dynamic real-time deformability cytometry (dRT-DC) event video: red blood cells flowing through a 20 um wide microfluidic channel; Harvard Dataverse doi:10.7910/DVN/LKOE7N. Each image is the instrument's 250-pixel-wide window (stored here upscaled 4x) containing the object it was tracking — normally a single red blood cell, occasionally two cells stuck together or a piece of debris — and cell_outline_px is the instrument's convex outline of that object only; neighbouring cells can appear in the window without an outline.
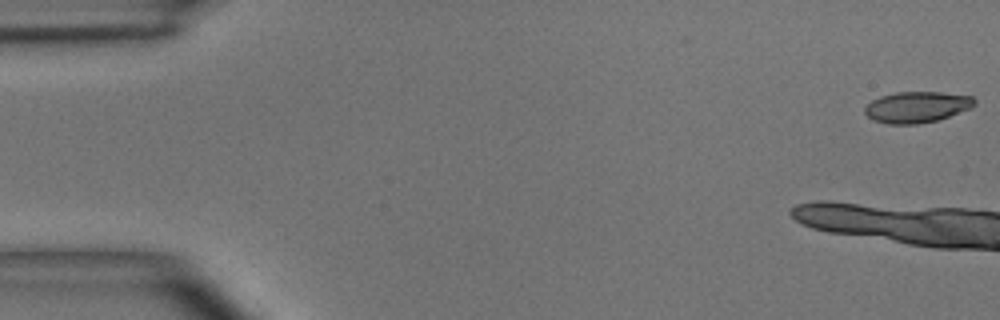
{"species": "common noctule bat (a hibernating species)", "species_latin": "Nyctalus noctula", "temperature_condition": "room temperature", "stored_images_in_passage": 10, "camera_frame_rate_fps": 3000, "um_per_image_px": 0.085, "animal": {"sex": "male", "body_mass_g": 15.6}, "frame": {"image": 1, "passage_image": 1, "time_ms": 0.0, "image_size_px": [1000, 320], "cell_outline_px": [[976, 104], [972, 108], [936, 120], [916, 124], [888, 124], [872, 120], [864, 112], [864, 108], [872, 100], [880, 96], [896, 92], [940, 92], [972, 96], [976, 100]], "centroid_in_image_um": [77.93, 9.09], "position_along_channel_um": 7.1, "area_um2": 19.88}}
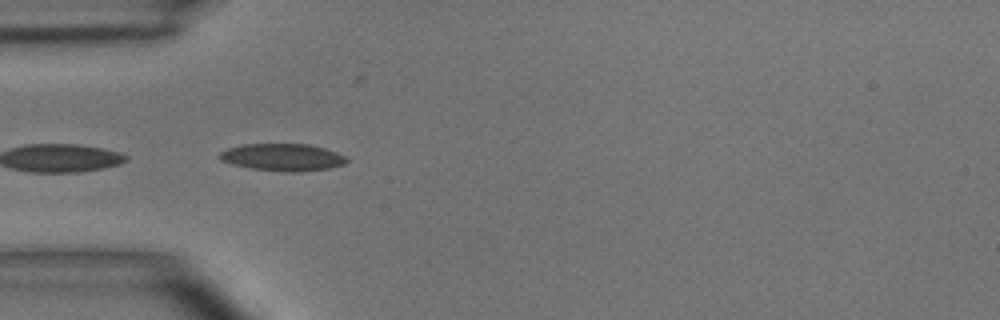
{"frame": {"image": 2, "passage_image": 6, "time_ms": 6.667, "image_size_px": [1000, 320], "cell_outline_px": [[348, 160], [344, 164], [328, 168], [300, 172], [284, 172], [252, 168], [232, 164], [220, 160], [216, 156], [220, 152], [228, 148], [244, 144], [308, 144], [324, 148], [336, 152], [344, 156]], "centroid_in_image_um": [23.99, 13.37], "position_along_channel_um": 61.0, "area_um2": 20.11}}
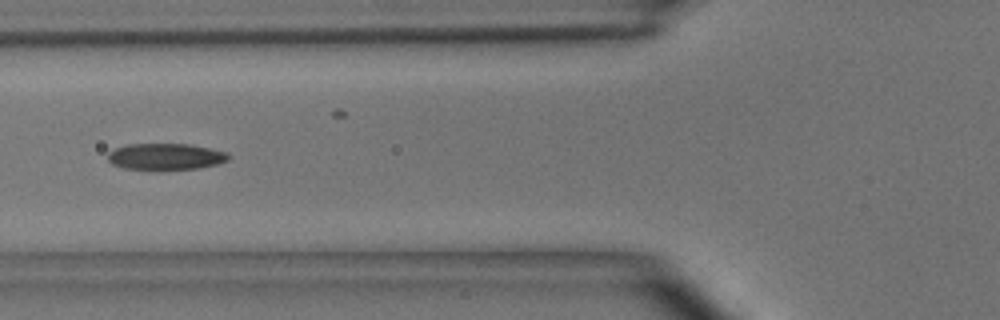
{"frame": {"image": 3, "passage_image": 7, "time_ms": 8.0, "image_size_px": [1000, 320], "cell_outline_px": [[232, 156], [228, 160], [216, 164], [200, 168], [124, 168], [112, 164], [108, 160], [108, 152], [116, 148], [128, 144], [188, 144], [228, 152]], "centroid_in_image_um": [14.1, 13.28], "position_along_channel_um": 111.7, "area_um2": 18.15}}